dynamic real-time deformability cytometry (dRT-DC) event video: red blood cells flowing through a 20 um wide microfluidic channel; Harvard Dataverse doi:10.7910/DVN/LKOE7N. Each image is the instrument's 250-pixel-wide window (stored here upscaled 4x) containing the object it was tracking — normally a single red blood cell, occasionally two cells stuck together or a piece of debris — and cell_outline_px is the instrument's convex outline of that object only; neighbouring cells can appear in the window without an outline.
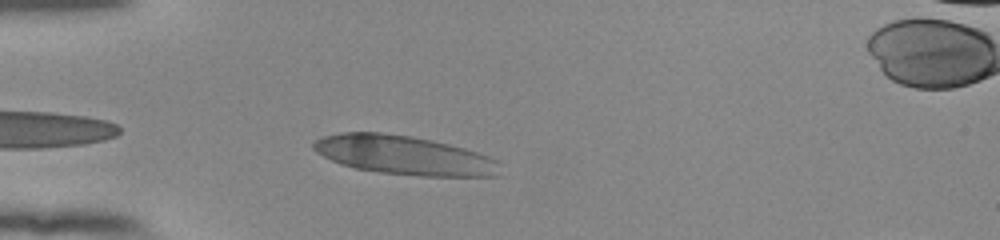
{"species": "human", "species_latin": "Homo sapiens", "temperature_condition": "room temperature", "stored_images_in_passage": 39, "camera_frame_rate_fps": 3000, "um_per_image_px": 0.085, "donor": {"sex": "female"}, "frame": {"image": 1, "passage_image": 2, "time_ms": 0.333, "image_size_px": [1000, 240], "cell_outline_px": [[500, 176], [420, 176], [380, 172], [356, 168], [340, 164], [316, 152], [312, 148], [312, 144], [316, 140], [324, 136], [340, 132], [380, 132], [412, 136], [432, 140], [464, 148], [500, 160]], "centroid_in_image_um": [34.37, 13.19], "position_along_channel_um": 50.6, "area_um2": 42.43}}
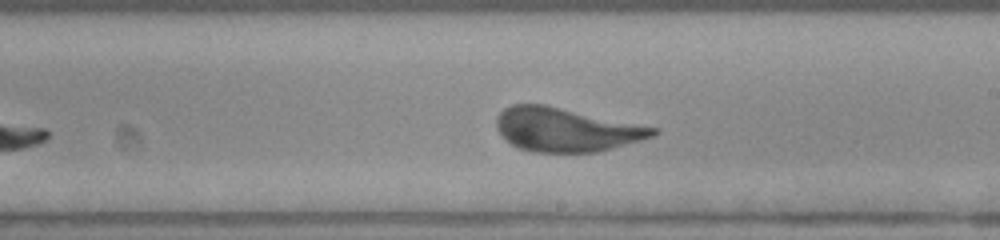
{"frame": {"image": 2, "passage_image": 18, "time_ms": 5.667, "image_size_px": [1000, 240], "cell_outline_px": [[660, 132], [652, 136], [640, 140], [612, 148], [596, 152], [532, 152], [516, 148], [504, 140], [496, 128], [496, 116], [504, 108], [512, 104], [544, 104], [660, 128]], "centroid_in_image_um": [48.07, 11.02], "position_along_channel_um": 240.9, "area_um2": 40.17}}
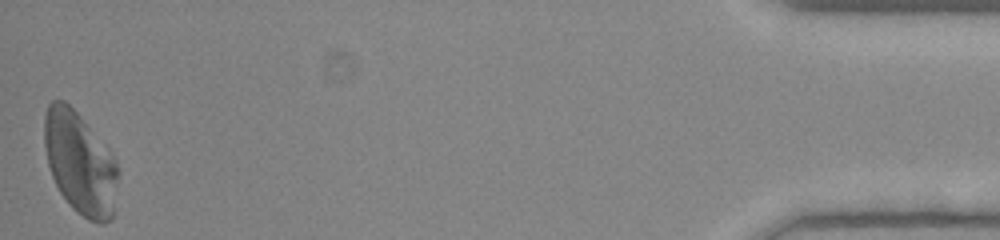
{"frame": {"image": 3, "passage_image": 39, "time_ms": 12.667, "image_size_px": [1000, 240], "cell_outline_px": [[120, 172], [116, 212], [112, 220], [104, 224], [96, 224], [88, 220], [76, 212], [68, 204], [60, 192], [52, 176], [48, 164], [44, 144], [44, 116], [48, 104], [52, 100], [64, 100], [80, 116], [108, 148], [116, 160]], "centroid_in_image_um": [6.86, 13.94], "position_along_channel_um": 428.3, "area_um2": 44.91}, "authors_computed_cell_mechanics": {"area_um2": 40.2866, "velocity_mm_per_s": 3.8896, "shape_relaxation_time_tau1_ms": 3.1681, "shape_relaxation_time_tau2_ms": null, "deformation_change_tau1": 0.1354, "deformation_change_tau2": null}}